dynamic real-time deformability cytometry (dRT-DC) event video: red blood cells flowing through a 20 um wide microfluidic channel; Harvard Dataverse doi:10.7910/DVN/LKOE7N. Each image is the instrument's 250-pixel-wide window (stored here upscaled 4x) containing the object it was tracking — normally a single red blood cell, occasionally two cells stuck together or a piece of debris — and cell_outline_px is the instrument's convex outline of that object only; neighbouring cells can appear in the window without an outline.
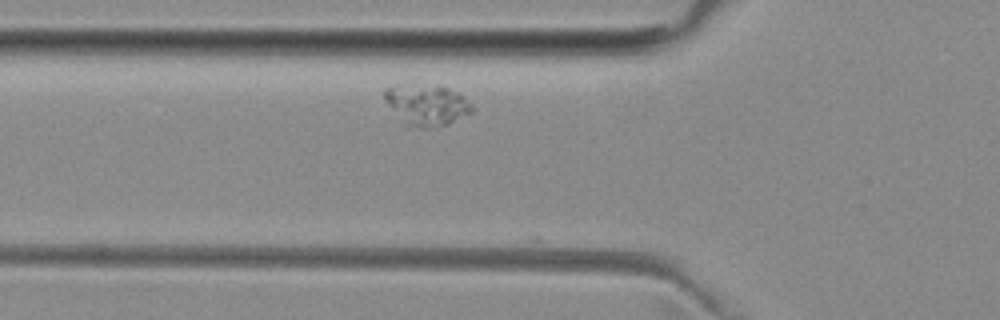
{"species": "common noctule bat (a hibernating species)", "species_latin": "Nyctalus noctula", "temperature_condition": "room temperature", "stored_images_in_passage": 6, "camera_frame_rate_fps": 3000, "um_per_image_px": 0.085, "animal": {"sex": "female", "body_mass_g": 29.2, "forearm_length_mm": 56.3}, "frame": {"image": 1, "passage_image": 5, "time_ms": 1.333, "image_size_px": [1000, 320], "cell_outline_px": [[476, 108], [472, 112], [448, 124], [432, 128], [404, 128], [384, 100], [384, 88], [400, 84], [448, 88], [460, 92]], "centroid_in_image_um": [36.23, 8.96], "position_along_channel_um": 89.6, "area_um2": 21.44}}